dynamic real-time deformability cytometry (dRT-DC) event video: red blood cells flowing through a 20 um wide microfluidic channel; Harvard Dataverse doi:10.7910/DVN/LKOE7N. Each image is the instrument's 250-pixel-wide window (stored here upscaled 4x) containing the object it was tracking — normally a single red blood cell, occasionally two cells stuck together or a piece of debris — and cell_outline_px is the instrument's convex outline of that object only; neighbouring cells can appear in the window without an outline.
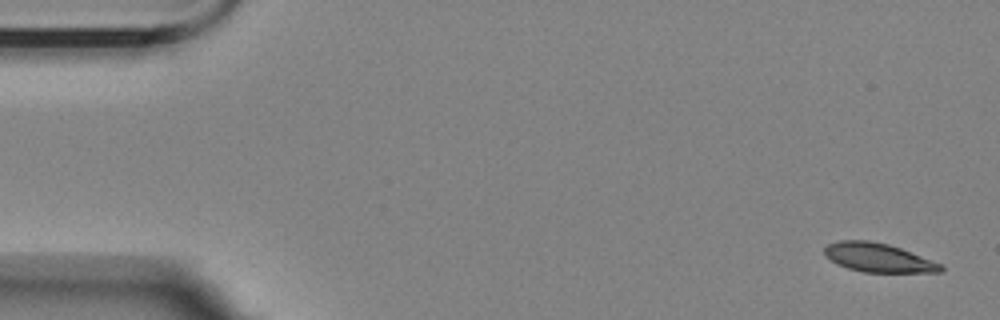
{"species": "Egyptian fruit bat (a non-hibernating species)", "species_latin": "Rousettus aegyptiacus", "temperature_condition": "room temperature", "stored_images_in_passage": 5, "camera_frame_rate_fps": 3000, "um_per_image_px": 0.085, "animal": {"sex": "female"}, "frame": {"image": 1, "passage_image": 1, "time_ms": 0.0, "image_size_px": [1000, 320], "cell_outline_px": [[944, 268], [940, 272], [864, 272], [848, 268], [836, 264], [824, 252], [824, 248], [828, 244], [836, 240], [868, 240], [888, 244], [900, 248], [940, 264]], "centroid_in_image_um": [74.6, 21.89], "position_along_channel_um": 10.4, "area_um2": 19.25}}
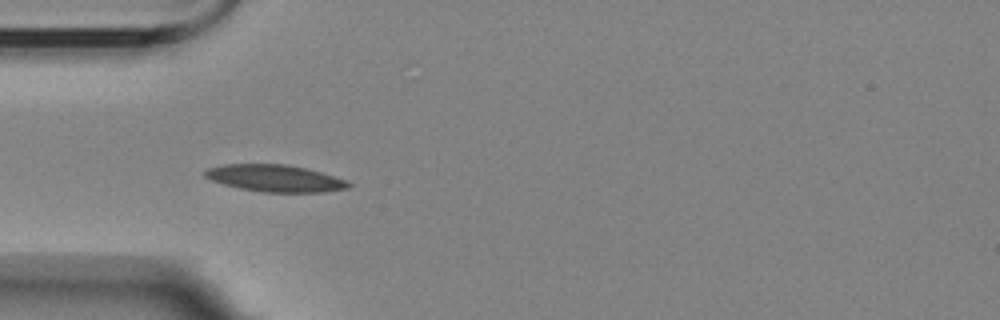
{"frame": {"image": 2, "passage_image": 5, "time_ms": 5.0, "image_size_px": [1000, 320], "cell_outline_px": [[352, 184], [348, 188], [324, 192], [264, 192], [240, 188], [224, 184], [212, 180], [204, 176], [204, 172], [208, 168], [224, 164], [288, 164], [320, 172], [344, 180]], "centroid_in_image_um": [23.36, 15.15], "position_along_channel_um": 61.6, "area_um2": 22.25}}